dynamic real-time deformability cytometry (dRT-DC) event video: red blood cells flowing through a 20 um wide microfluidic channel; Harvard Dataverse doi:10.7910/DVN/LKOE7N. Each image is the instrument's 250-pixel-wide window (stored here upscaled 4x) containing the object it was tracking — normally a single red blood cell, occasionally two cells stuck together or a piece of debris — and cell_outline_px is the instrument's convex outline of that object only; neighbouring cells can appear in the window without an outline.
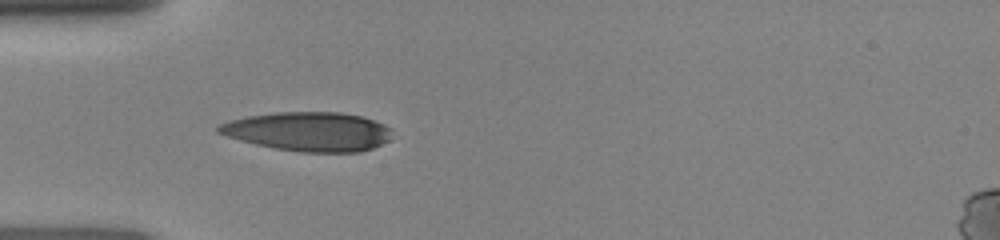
{"species": "human", "species_latin": "Homo sapiens", "temperature_condition": "room temperature", "stored_images_in_passage": 11, "camera_frame_rate_fps": 3000, "um_per_image_px": 0.085, "donor": {"sex": "female"}, "frame": {"image": 1, "passage_image": 1, "time_ms": 0.0, "image_size_px": [1000, 240], "cell_outline_px": [[392, 128], [388, 140], [372, 148], [360, 152], [300, 152], [276, 148], [256, 144], [240, 140], [216, 132], [216, 128], [220, 124], [228, 120], [248, 116], [276, 112], [340, 112], [364, 116], [384, 124]], "centroid_in_image_um": [26.23, 11.17], "position_along_channel_um": 58.8, "area_um2": 39.54}}
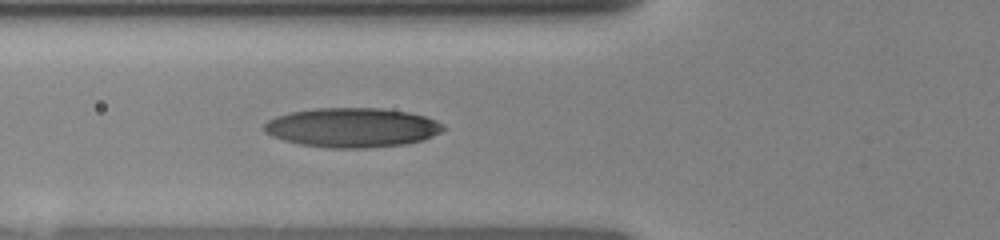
{"frame": {"image": 2, "passage_image": 4, "time_ms": 1.0, "image_size_px": [1000, 240], "cell_outline_px": [[448, 128], [424, 140], [408, 144], [364, 148], [328, 148], [300, 144], [284, 140], [272, 136], [264, 132], [264, 124], [268, 120], [276, 116], [292, 112], [316, 108], [380, 108], [408, 112], [424, 116], [436, 120], [444, 124]], "centroid_in_image_um": [29.96, 10.85], "position_along_channel_um": 95.8, "area_um2": 41.33}}
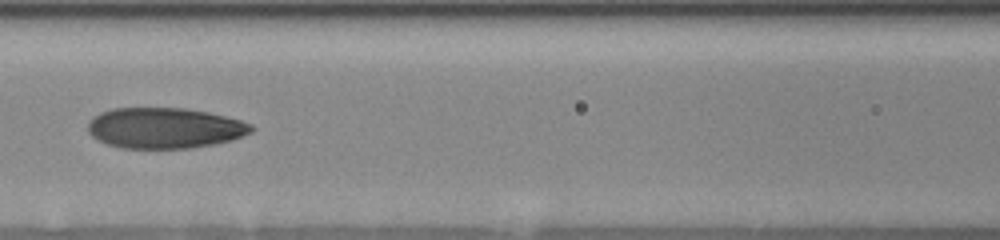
{"frame": {"image": 3, "passage_image": 8, "time_ms": 2.333, "image_size_px": [1000, 240], "cell_outline_px": [[256, 128], [252, 132], [232, 140], [216, 144], [192, 148], [124, 148], [108, 144], [92, 136], [88, 132], [88, 120], [92, 116], [100, 112], [112, 108], [188, 108], [208, 112], [240, 120], [252, 124]], "centroid_in_image_um": [14.01, 10.87], "position_along_channel_um": 152.6, "area_um2": 39.02}}